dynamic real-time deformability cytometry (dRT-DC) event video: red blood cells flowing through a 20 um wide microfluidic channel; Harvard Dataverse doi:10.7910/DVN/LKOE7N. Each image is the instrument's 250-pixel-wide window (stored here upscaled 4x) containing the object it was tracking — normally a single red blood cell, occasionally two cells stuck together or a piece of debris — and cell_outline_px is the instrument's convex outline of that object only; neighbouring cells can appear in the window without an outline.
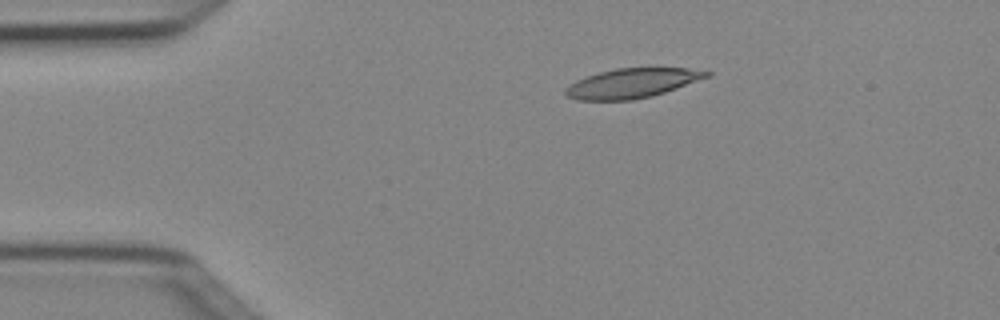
{"species": "Egyptian fruit bat (a non-hibernating species)", "species_latin": "Rousettus aegyptiacus", "temperature_condition": "cold", "stored_images_in_passage": 5, "camera_frame_rate_fps": 3000, "um_per_image_px": 0.085, "animal": {"sex": "female"}, "frame": {"image": 1, "passage_image": 3, "time_ms": 0.667, "image_size_px": [1000, 320], "cell_outline_px": [[712, 76], [652, 96], [632, 100], [576, 100], [568, 96], [564, 92], [564, 88], [568, 84], [584, 76], [616, 68], [688, 68], [712, 72]], "centroid_in_image_um": [53.71, 7.07], "position_along_channel_um": 31.3, "area_um2": 24.39}}
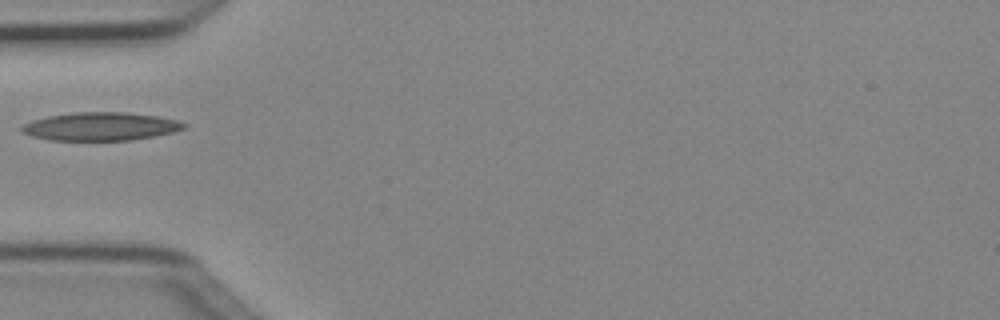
{"frame": {"image": 2, "passage_image": 5, "time_ms": 1.333, "image_size_px": [1000, 320], "cell_outline_px": [[188, 124], [184, 128], [172, 132], [156, 136], [132, 140], [48, 140], [32, 136], [24, 132], [20, 128], [24, 124], [32, 120], [48, 116], [72, 112], [128, 112], [156, 116], [176, 120]], "centroid_in_image_um": [8.55, 10.74], "position_along_channel_um": 76.4, "area_um2": 26.65}}